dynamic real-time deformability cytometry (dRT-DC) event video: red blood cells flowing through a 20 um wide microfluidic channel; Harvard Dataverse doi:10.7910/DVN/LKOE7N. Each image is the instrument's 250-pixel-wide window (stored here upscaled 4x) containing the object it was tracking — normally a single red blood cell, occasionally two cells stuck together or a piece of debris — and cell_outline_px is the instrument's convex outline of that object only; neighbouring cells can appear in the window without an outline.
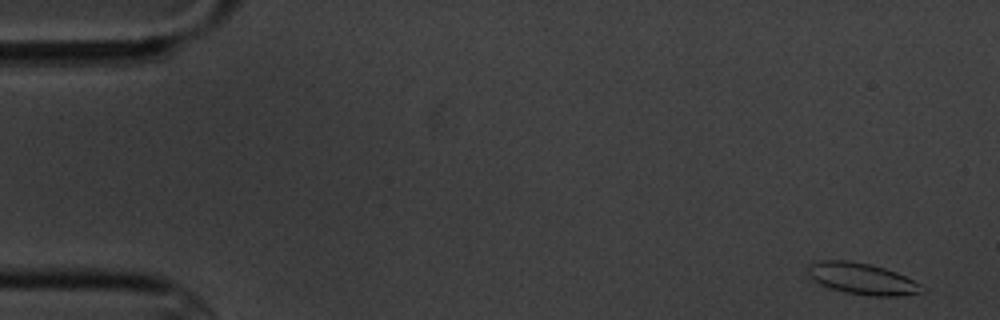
{"species": "common noctule bat (a hibernating species)", "species_latin": "Nyctalus noctula", "temperature_condition": "cold", "stored_images_in_passage": 4, "camera_frame_rate_fps": 3000, "um_per_image_px": 0.085, "animal": {"sex": "male", "body_mass_g": 20.1, "forearm_length_mm": 53.5}, "frame": {"image": 1, "passage_image": 1, "time_ms": 0.0, "image_size_px": [1000, 320], "cell_outline_px": [[924, 292], [896, 296], [872, 296], [848, 292], [832, 288], [820, 284], [812, 280], [808, 272], [808, 268], [812, 260], [848, 260], [872, 264], [896, 272], [920, 284]], "centroid_in_image_um": [73.24, 23.67], "position_along_channel_um": 11.8, "area_um2": 20.69}}
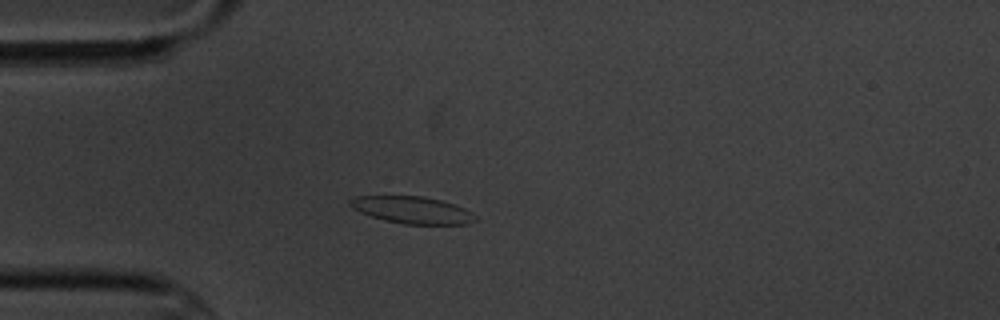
{"frame": {"image": 2, "passage_image": 4, "time_ms": 4.333, "image_size_px": [1000, 320], "cell_outline_px": [[476, 220], [468, 224], [404, 224], [384, 220], [360, 212], [352, 208], [348, 204], [348, 200], [356, 196], [424, 196], [440, 200], [464, 208], [472, 212], [476, 216]], "centroid_in_image_um": [35.02, 17.85], "position_along_channel_um": 50.0, "area_um2": 19.71}}